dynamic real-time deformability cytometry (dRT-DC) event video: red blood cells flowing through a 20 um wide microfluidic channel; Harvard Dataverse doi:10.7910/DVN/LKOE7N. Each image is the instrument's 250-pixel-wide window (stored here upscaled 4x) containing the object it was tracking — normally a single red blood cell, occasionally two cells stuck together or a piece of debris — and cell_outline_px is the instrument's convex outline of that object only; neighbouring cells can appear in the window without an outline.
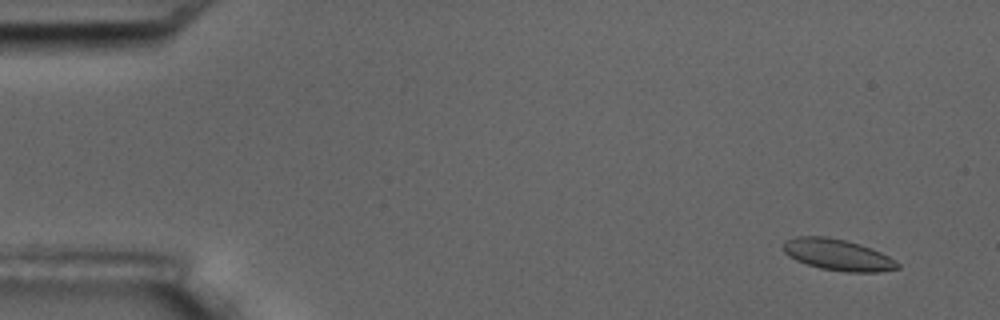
{"species": "common noctule bat (a hibernating species)", "species_latin": "Nyctalus noctula", "temperature_condition": "room temperature", "stored_images_in_passage": 5, "camera_frame_rate_fps": 3000, "um_per_image_px": 0.085, "animal": {"sex": "male", "body_mass_g": 17.5, "forearm_length_mm": 52.3}, "frame": {"image": 1, "passage_image": 1, "time_ms": 0.0, "image_size_px": [1000, 320], "cell_outline_px": [[900, 268], [880, 272], [844, 272], [820, 268], [796, 260], [788, 256], [784, 252], [784, 240], [796, 236], [828, 236], [860, 244], [872, 248], [896, 260], [900, 264]], "centroid_in_image_um": [71.22, 21.65], "position_along_channel_um": 13.8, "area_um2": 20.98}}
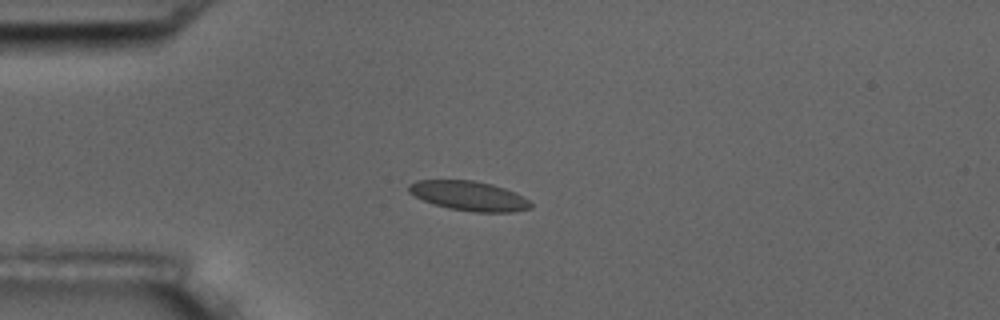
{"frame": {"image": 2, "passage_image": 4, "time_ms": 3.667, "image_size_px": [1000, 320], "cell_outline_px": [[532, 208], [512, 212], [472, 212], [448, 208], [424, 200], [408, 192], [408, 184], [416, 180], [472, 180], [492, 184], [504, 188], [528, 200], [532, 204]], "centroid_in_image_um": [39.84, 16.65], "position_along_channel_um": 45.2, "area_um2": 20.81}}